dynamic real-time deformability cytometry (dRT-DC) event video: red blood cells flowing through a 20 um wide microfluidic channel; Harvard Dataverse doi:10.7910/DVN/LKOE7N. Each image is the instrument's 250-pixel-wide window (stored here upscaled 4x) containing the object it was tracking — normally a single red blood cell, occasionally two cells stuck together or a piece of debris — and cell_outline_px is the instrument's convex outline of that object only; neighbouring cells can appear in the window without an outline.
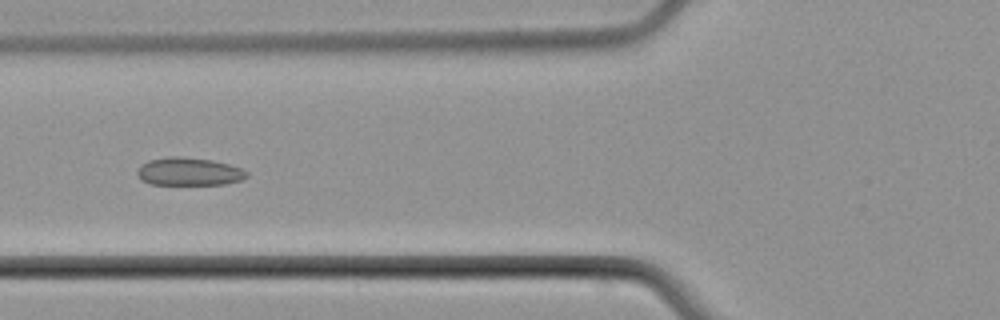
{"species": "common noctule bat (a hibernating species)", "species_latin": "Nyctalus noctula", "temperature_condition": "cold", "stored_images_in_passage": 6, "camera_frame_rate_fps": 3000, "um_per_image_px": 0.085, "animal": {"sex": "male", "body_mass_g": 21.5, "forearm_length_mm": 52.0}, "frame": {"image": 1, "passage_image": 5, "time_ms": 5.0, "image_size_px": [1000, 320], "cell_outline_px": [[248, 176], [240, 180], [224, 184], [152, 184], [140, 180], [136, 172], [140, 164], [148, 160], [168, 156], [176, 156], [212, 160], [228, 164], [240, 168], [248, 172]], "centroid_in_image_um": [16.01, 14.58], "position_along_channel_um": 109.8, "area_um2": 17.8}}
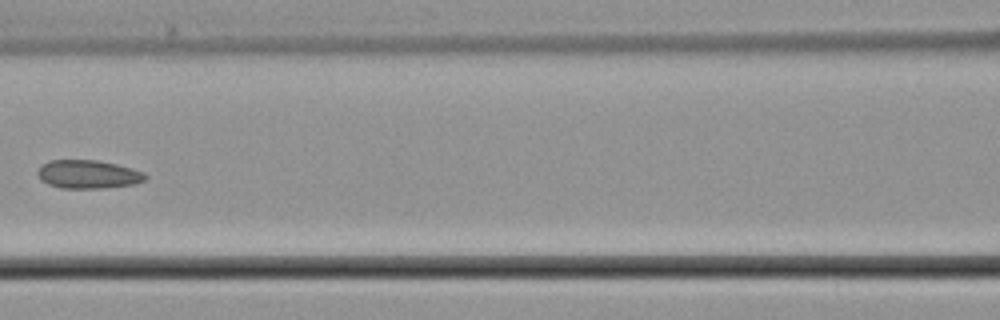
{"frame": {"image": 2, "passage_image": 6, "time_ms": 6.333, "image_size_px": [1000, 320], "cell_outline_px": [[148, 176], [144, 180], [136, 184], [104, 188], [60, 188], [48, 184], [40, 180], [36, 172], [40, 164], [48, 160], [96, 160], [116, 164], [132, 168], [144, 172]], "centroid_in_image_um": [7.46, 14.81], "position_along_channel_um": 159.1, "area_um2": 18.09}}